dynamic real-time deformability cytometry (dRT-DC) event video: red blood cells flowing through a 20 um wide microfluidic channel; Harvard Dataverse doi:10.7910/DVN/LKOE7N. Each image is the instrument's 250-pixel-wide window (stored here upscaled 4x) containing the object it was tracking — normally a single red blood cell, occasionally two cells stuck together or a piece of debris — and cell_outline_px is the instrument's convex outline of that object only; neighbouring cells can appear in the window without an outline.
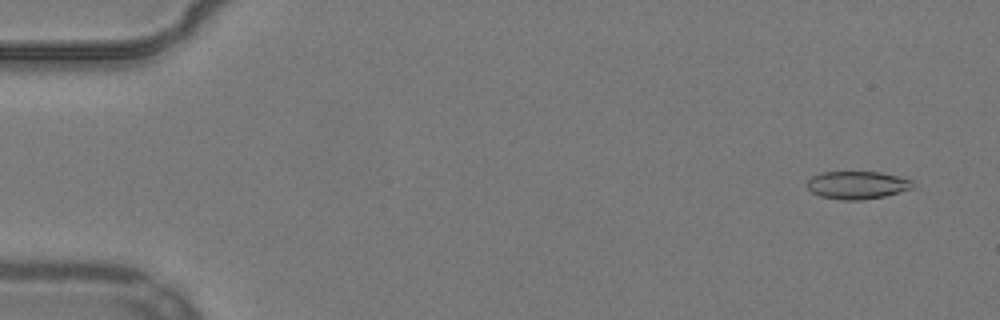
{"species": "common noctule bat (a hibernating species)", "species_latin": "Nyctalus noctula", "temperature_condition": "warm", "stored_images_in_passage": 54, "camera_frame_rate_fps": 3000, "um_per_image_px": 0.085, "animal": {"sex": "male", "body_mass_g": 19.2, "forearm_length_mm": 51.8}, "frame": {"image": 1, "passage_image": 4, "time_ms": 1.0, "image_size_px": [1000, 320], "cell_outline_px": [[912, 188], [884, 196], [864, 200], [844, 200], [820, 196], [812, 192], [808, 188], [808, 180], [812, 176], [820, 172], [880, 172], [912, 180]], "centroid_in_image_um": [72.83, 15.73], "position_along_channel_um": 12.2, "area_um2": 16.94}}
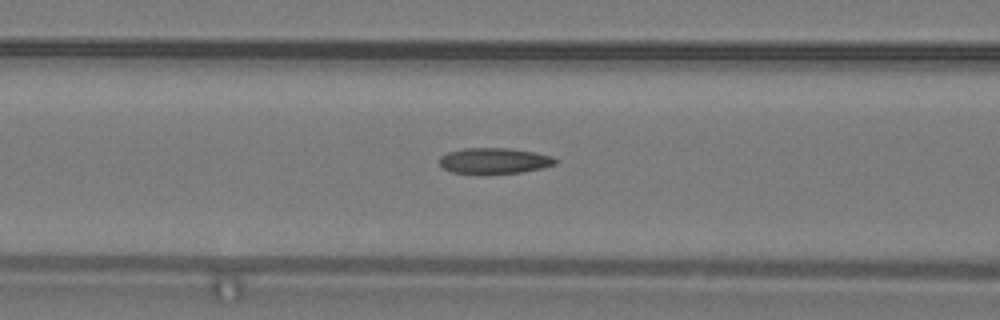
{"frame": {"image": 2, "passage_image": 23, "time_ms": 7.333, "image_size_px": [1000, 320], "cell_outline_px": [[560, 160], [556, 164], [544, 168], [520, 172], [448, 172], [440, 164], [440, 156], [448, 152], [464, 148], [508, 148], [532, 152], [552, 156]], "centroid_in_image_um": [42.05, 13.64], "position_along_channel_um": 124.5, "area_um2": 17.05}}
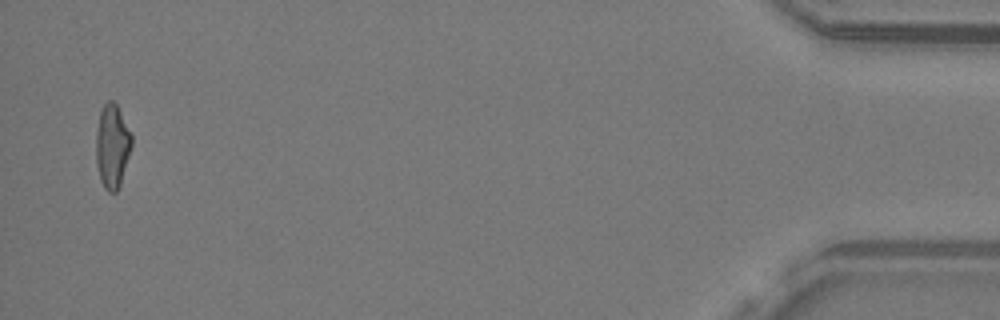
{"frame": {"image": 3, "passage_image": 53, "time_ms": 17.333, "image_size_px": [1000, 320], "cell_outline_px": [[132, 144], [120, 184], [116, 192], [108, 192], [104, 188], [100, 180], [96, 164], [96, 128], [100, 112], [104, 104], [108, 100], [112, 100], [116, 104], [132, 136]], "centroid_in_image_um": [9.51, 12.43], "position_along_channel_um": 425.7, "area_um2": 17.28}, "authors_computed_cell_mechanics": {"area_um2": 17.5134, "velocity_mm_per_s": 3.8945, "shape_relaxation_time_tau1_ms": null, "shape_relaxation_time_tau2_ms": 2.7876, "deformation_change_tau1": null, "deformation_change_tau2": 0.1182}}